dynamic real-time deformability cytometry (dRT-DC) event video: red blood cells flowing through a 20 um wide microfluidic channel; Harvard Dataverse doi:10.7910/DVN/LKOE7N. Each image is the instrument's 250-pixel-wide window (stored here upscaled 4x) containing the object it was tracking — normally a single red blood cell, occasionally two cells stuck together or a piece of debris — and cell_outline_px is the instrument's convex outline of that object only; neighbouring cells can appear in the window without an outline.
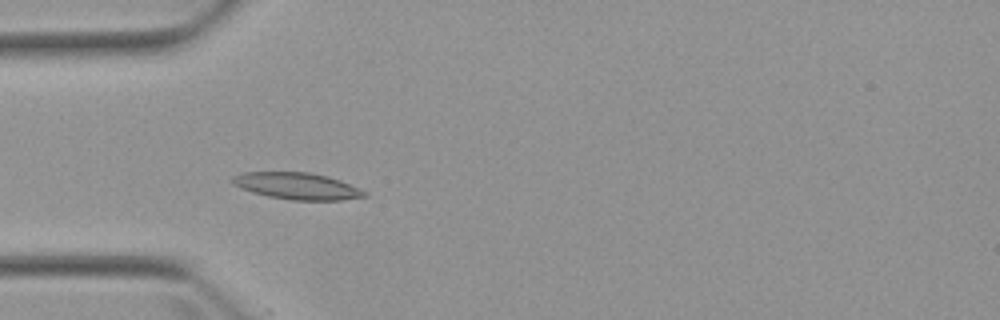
{"species": "Egyptian fruit bat (a non-hibernating species)", "species_latin": "Rousettus aegyptiacus", "temperature_condition": "warm", "stored_images_in_passage": 6, "camera_frame_rate_fps": 3000, "um_per_image_px": 0.085, "animal": {"sex": "female"}, "frame": {"image": 1, "passage_image": 5, "time_ms": 4.667, "image_size_px": [1000, 320], "cell_outline_px": [[368, 196], [340, 200], [292, 200], [268, 196], [252, 192], [232, 184], [228, 180], [232, 176], [244, 172], [308, 172], [328, 176], [340, 180], [368, 192]], "centroid_in_image_um": [25.24, 15.81], "position_along_channel_um": 59.8, "area_um2": 20.63}}
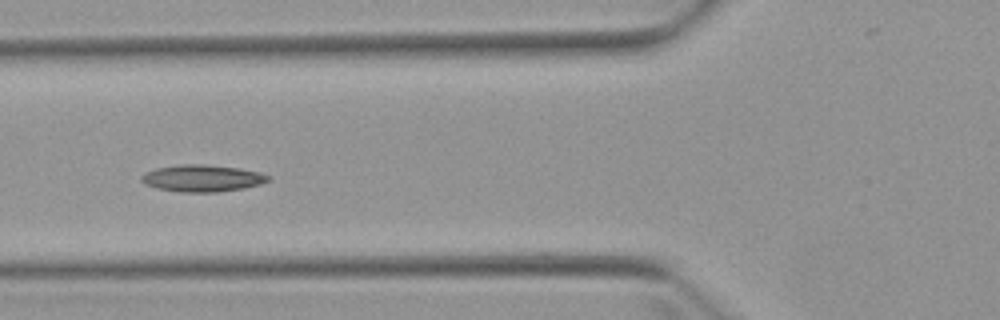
{"frame": {"image": 2, "passage_image": 6, "time_ms": 6.0, "image_size_px": [1000, 320], "cell_outline_px": [[272, 180], [260, 184], [244, 188], [220, 192], [180, 192], [156, 188], [140, 180], [140, 176], [156, 168], [180, 164], [204, 164], [240, 168], [260, 172], [272, 176]], "centroid_in_image_um": [17.26, 15.15], "position_along_channel_um": 108.5, "area_um2": 20.0}}